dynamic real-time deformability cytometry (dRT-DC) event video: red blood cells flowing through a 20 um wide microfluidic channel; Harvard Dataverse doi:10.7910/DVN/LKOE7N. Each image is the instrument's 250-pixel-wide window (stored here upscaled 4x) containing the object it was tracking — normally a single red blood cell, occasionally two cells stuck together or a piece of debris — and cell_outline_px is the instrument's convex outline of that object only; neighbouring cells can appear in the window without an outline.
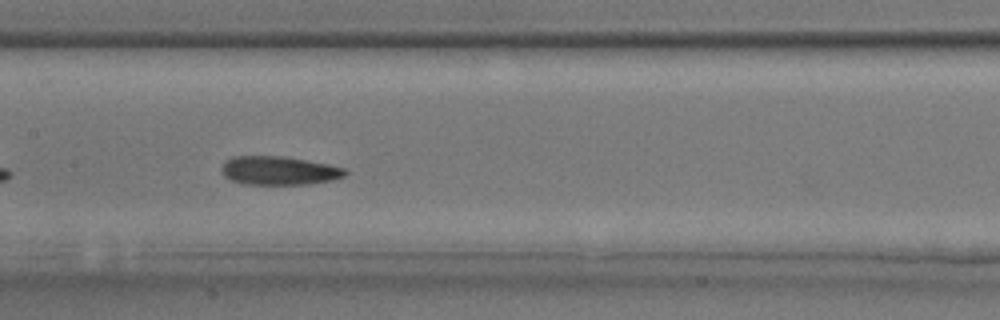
{"species": "common noctule bat (a hibernating species)", "species_latin": "Nyctalus noctula", "temperature_condition": "room temperature", "stored_images_in_passage": 18, "camera_frame_rate_fps": 3000, "um_per_image_px": 0.085, "animal": {"sex": "male", "body_mass_g": 17.9, "forearm_length_mm": 54.2}, "frame": {"image": 1, "passage_image": 11, "time_ms": 3.333, "image_size_px": [1000, 320], "cell_outline_px": [[348, 172], [344, 176], [332, 180], [304, 184], [244, 184], [232, 180], [224, 176], [220, 168], [224, 160], [232, 156], [284, 156], [328, 164], [344, 168]], "centroid_in_image_um": [23.67, 14.49], "position_along_channel_um": 183.7, "area_um2": 20.63}}